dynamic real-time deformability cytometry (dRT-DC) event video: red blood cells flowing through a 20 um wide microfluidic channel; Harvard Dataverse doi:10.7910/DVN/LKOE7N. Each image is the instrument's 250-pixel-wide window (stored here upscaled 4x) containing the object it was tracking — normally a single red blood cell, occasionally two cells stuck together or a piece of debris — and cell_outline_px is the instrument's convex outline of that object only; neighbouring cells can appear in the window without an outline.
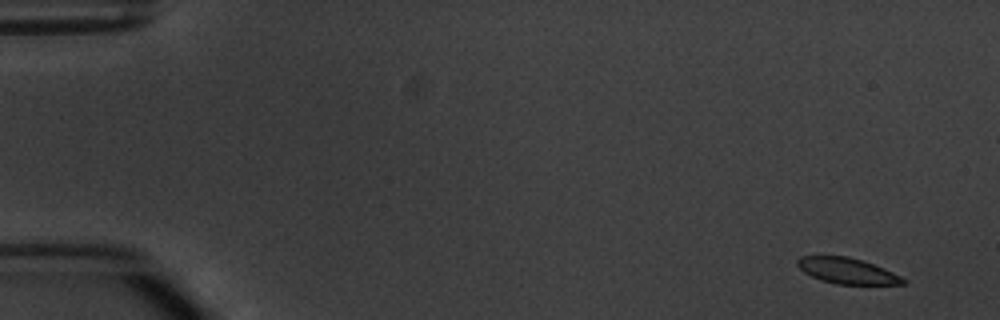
{"species": "common noctule bat (a hibernating species)", "species_latin": "Nyctalus noctula", "temperature_condition": "warm", "stored_images_in_passage": 5, "camera_frame_rate_fps": 3000, "um_per_image_px": 0.085, "animal": {"sex": "male", "body_mass_g": 20.1, "forearm_length_mm": 53.5}, "frame": {"image": 1, "passage_image": 1, "time_ms": 0.0, "image_size_px": [1000, 320], "cell_outline_px": [[904, 284], [836, 284], [820, 280], [804, 272], [796, 264], [796, 260], [800, 256], [848, 256], [864, 260], [884, 268], [900, 276], [904, 280]], "centroid_in_image_um": [71.97, 23.01], "position_along_channel_um": 13.0, "area_um2": 15.84}}